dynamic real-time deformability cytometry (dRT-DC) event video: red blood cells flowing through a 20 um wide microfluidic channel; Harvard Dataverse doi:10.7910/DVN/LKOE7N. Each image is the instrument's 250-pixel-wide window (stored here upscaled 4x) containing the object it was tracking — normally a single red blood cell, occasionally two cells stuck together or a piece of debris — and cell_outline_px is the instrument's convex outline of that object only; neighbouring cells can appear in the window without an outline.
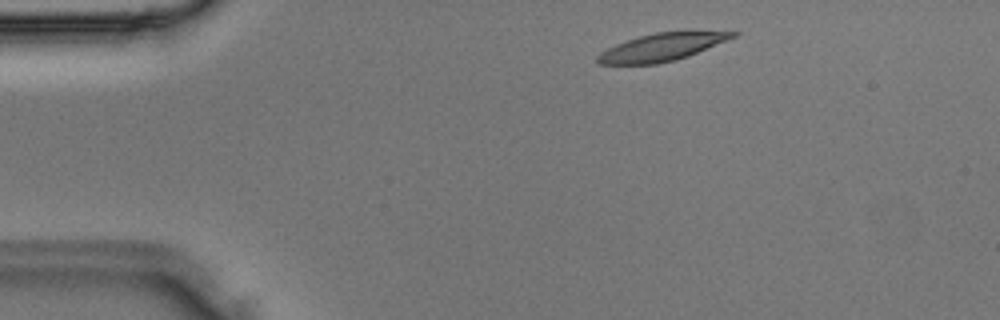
{"species": "Egyptian fruit bat (a non-hibernating species)", "species_latin": "Rousettus aegyptiacus", "temperature_condition": "room temperature", "stored_images_in_passage": 2, "camera_frame_rate_fps": 3000, "um_per_image_px": 0.085, "animal": {"sex": "male"}, "frame": {"image": 1, "passage_image": 1, "time_ms": 0.0, "image_size_px": [1000, 320], "cell_outline_px": [[740, 32], [736, 36], [688, 56], [676, 60], [656, 64], [600, 64], [596, 60], [596, 56], [600, 52], [616, 44], [640, 36], [656, 32]], "centroid_in_image_um": [56.19, 4.03], "position_along_channel_um": 28.8, "area_um2": 21.21}}